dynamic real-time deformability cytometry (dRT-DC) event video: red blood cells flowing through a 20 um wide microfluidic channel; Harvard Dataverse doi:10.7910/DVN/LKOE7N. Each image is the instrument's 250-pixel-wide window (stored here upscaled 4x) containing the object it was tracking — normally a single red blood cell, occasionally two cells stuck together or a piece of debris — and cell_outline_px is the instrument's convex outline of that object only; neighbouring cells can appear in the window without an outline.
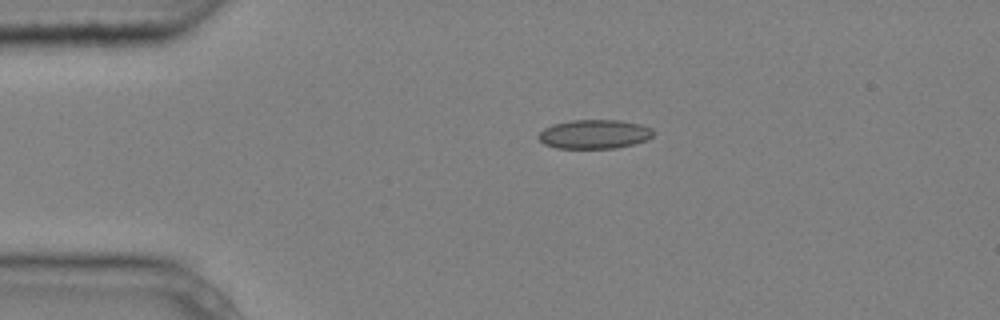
{"species": "common noctule bat (a hibernating species)", "species_latin": "Nyctalus noctula", "temperature_condition": "cold", "stored_images_in_passage": 2, "camera_frame_rate_fps": 3000, "um_per_image_px": 0.085, "animal": {"sex": "male", "body_mass_g": 20.4}, "frame": {"image": 1, "passage_image": 1, "time_ms": 0.0, "image_size_px": [1000, 320], "cell_outline_px": [[656, 132], [648, 140], [616, 148], [556, 148], [544, 144], [536, 136], [544, 128], [552, 124], [572, 120], [620, 120], [640, 124], [652, 128]], "centroid_in_image_um": [50.53, 11.4], "position_along_channel_um": 34.5, "area_um2": 19.59}}